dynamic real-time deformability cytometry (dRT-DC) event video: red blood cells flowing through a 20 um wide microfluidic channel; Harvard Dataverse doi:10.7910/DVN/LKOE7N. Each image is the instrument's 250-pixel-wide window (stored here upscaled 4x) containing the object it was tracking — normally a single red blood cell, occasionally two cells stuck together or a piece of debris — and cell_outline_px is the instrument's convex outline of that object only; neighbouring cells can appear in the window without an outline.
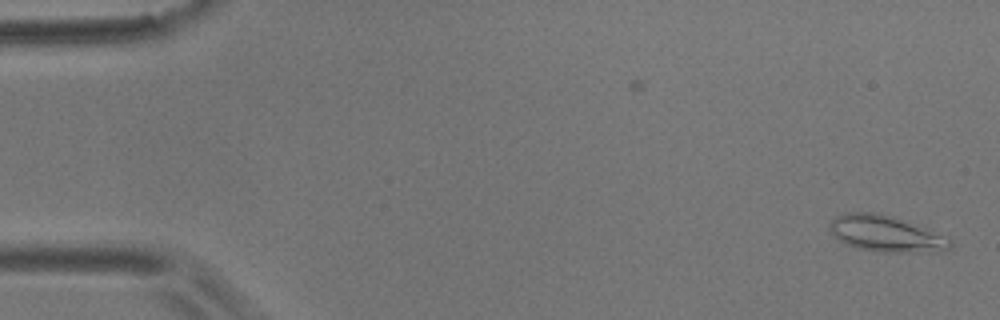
{"species": "common noctule bat (a hibernating species)", "species_latin": "Nyctalus noctula", "temperature_condition": "room temperature", "stored_images_in_passage": 57, "camera_frame_rate_fps": 3000, "um_per_image_px": 0.085, "animal": {"sex": "male", "body_mass_g": 17.9}, "frame": {"image": 1, "passage_image": 1, "time_ms": 0.0, "image_size_px": [1000, 320], "cell_outline_px": [[952, 248], [932, 252], [880, 252], [856, 248], [844, 244], [828, 228], [828, 224], [836, 216], [844, 212], [876, 212], [892, 216], [928, 228], [952, 240]], "centroid_in_image_um": [75.3, 19.86], "position_along_channel_um": 9.7, "area_um2": 25.61}}
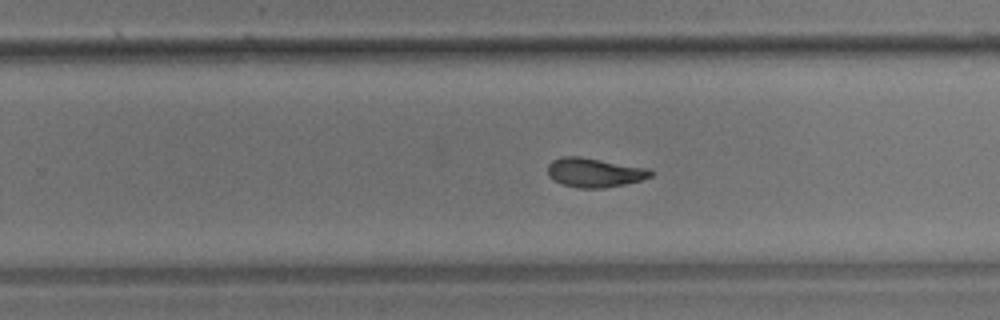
{"frame": {"image": 2, "passage_image": 35, "time_ms": 11.333, "image_size_px": [1000, 320], "cell_outline_px": [[656, 172], [652, 176], [640, 180], [624, 184], [604, 188], [580, 188], [564, 184], [548, 176], [548, 164], [552, 160], [560, 156], [580, 156], [648, 168]], "centroid_in_image_um": [50.54, 14.65], "position_along_channel_um": 279.3, "area_um2": 17.51}}
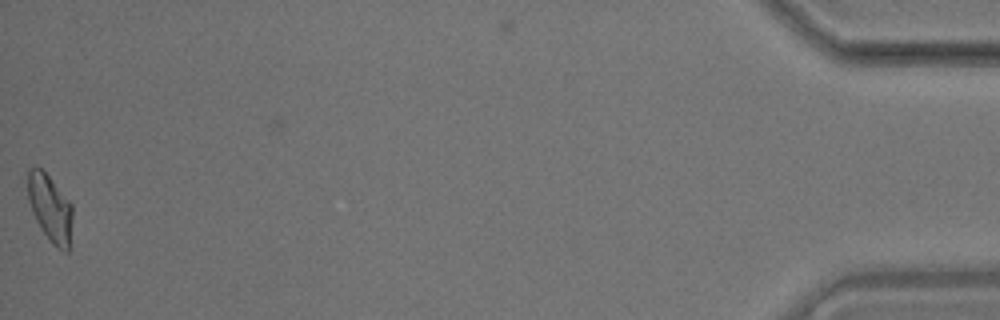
{"frame": {"image": 3, "passage_image": 56, "time_ms": 18.333, "image_size_px": [1000, 320], "cell_outline_px": [[72, 220], [68, 252], [64, 252], [56, 248], [48, 240], [36, 220], [32, 212], [28, 200], [28, 168], [40, 168], [48, 176], [72, 204]], "centroid_in_image_um": [4.26, 17.74], "position_along_channel_um": 430.9, "area_um2": 17.34}, "authors_computed_cell_mechanics": {"area_um2": 17.6868, "velocity_mm_per_s": 3.528, "shape_relaxation_time_tau1_ms": 9.3941, "shape_relaxation_time_tau2_ms": 3.5314, "deformation_change_tau1": 0.2043, "deformation_change_tau2": 0.0932}}